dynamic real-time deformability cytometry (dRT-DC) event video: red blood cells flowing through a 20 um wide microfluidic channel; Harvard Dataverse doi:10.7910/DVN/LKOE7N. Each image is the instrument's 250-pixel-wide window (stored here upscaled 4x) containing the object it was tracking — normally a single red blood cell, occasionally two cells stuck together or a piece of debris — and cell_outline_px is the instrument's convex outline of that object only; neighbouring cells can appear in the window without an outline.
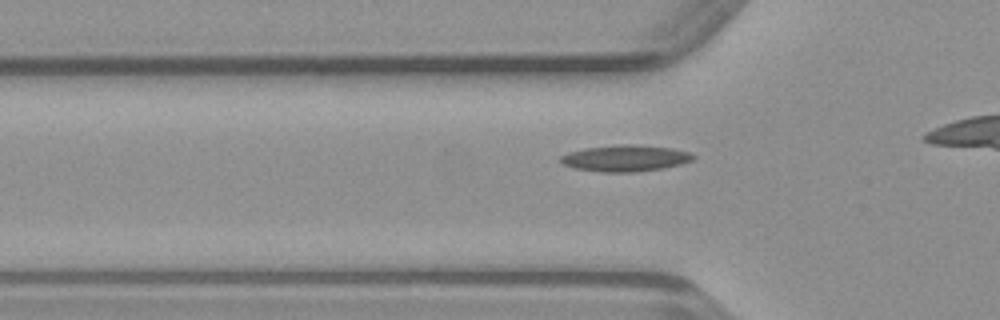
{"species": "common noctule bat (a hibernating species)", "species_latin": "Nyctalus noctula", "temperature_condition": "warm", "stored_images_in_passage": 16, "camera_frame_rate_fps": 3000, "um_per_image_px": 0.085, "animal": {"sex": "male", "body_mass_g": 23.1, "forearm_length_mm": 52.7}, "frame": {"image": 1, "passage_image": 5, "time_ms": 1.333, "image_size_px": [1000, 320], "cell_outline_px": [[696, 156], [692, 160], [680, 164], [664, 168], [632, 172], [604, 172], [576, 168], [564, 164], [560, 160], [560, 156], [568, 152], [584, 148], [624, 144], [632, 144], [672, 148], [692, 152]], "centroid_in_image_um": [53.19, 13.44], "position_along_channel_um": 72.6, "area_um2": 20.29}}
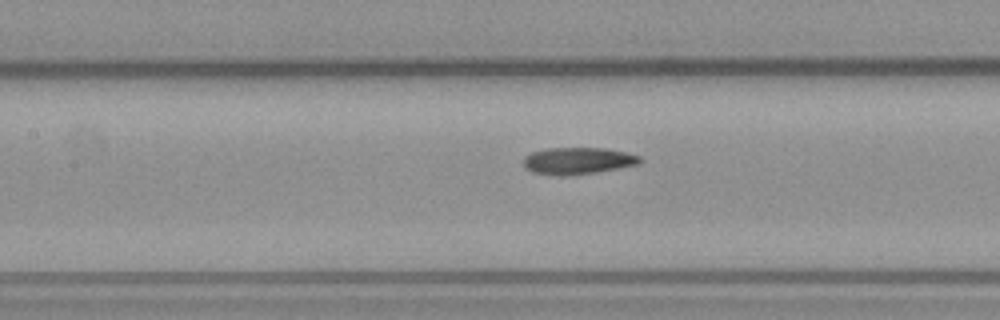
{"frame": {"image": 2, "passage_image": 11, "time_ms": 3.333, "image_size_px": [1000, 320], "cell_outline_px": [[644, 160], [640, 164], [596, 172], [568, 176], [556, 176], [532, 172], [524, 168], [524, 156], [532, 152], [548, 148], [604, 148], [624, 152], [640, 156]], "centroid_in_image_um": [49.11, 13.68], "position_along_channel_um": 158.3, "area_um2": 18.38}}
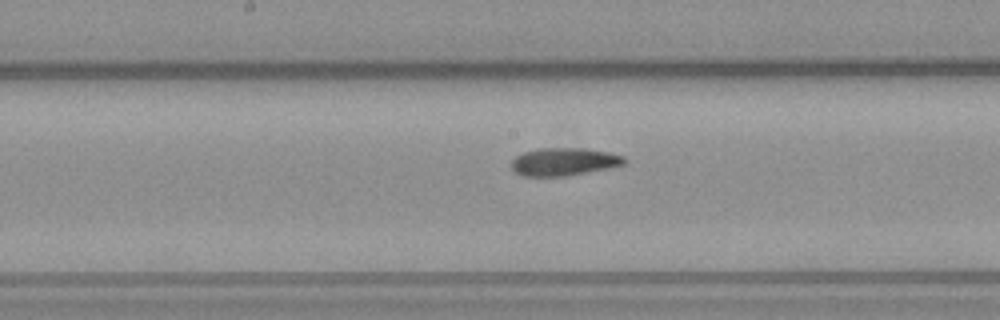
{"frame": {"image": 3, "passage_image": 14, "time_ms": 4.333, "image_size_px": [1000, 320], "cell_outline_px": [[628, 160], [624, 164], [608, 168], [568, 176], [524, 176], [516, 172], [512, 168], [512, 160], [516, 156], [524, 152], [536, 148], [580, 148], [608, 152], [624, 156]], "centroid_in_image_um": [47.94, 13.74], "position_along_channel_um": 200.3, "area_um2": 18.26}}